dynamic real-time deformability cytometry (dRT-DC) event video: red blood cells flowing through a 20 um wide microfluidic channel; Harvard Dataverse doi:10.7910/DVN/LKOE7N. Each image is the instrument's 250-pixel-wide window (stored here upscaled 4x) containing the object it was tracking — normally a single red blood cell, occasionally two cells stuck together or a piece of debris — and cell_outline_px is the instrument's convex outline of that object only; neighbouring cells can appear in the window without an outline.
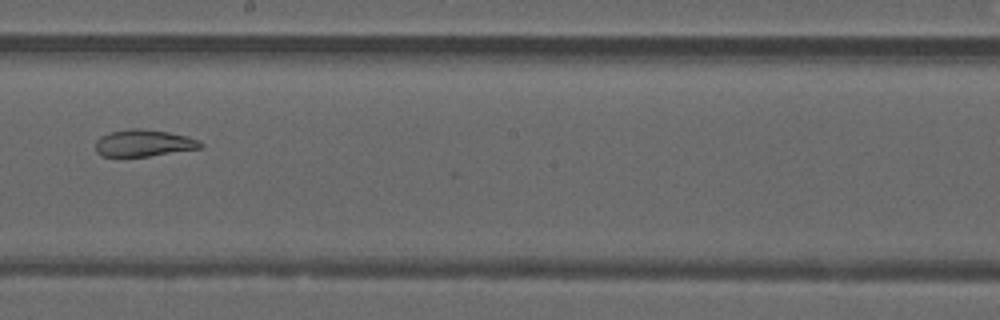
{"species": "common noctule bat (a hibernating species)", "species_latin": "Nyctalus noctula", "temperature_condition": "warm", "stored_images_in_passage": 49, "segment_of_instrument_passage": [2, 2], "camera_frame_rate_fps": 3000, "um_per_image_px": 0.085, "animal": {"sex": "male", "forearm_length_mm": 52.5}, "frame": {"image": 1, "passage_image": 28, "time_ms": 9.0, "image_size_px": [1000, 320], "cell_outline_px": [[204, 148], [148, 156], [100, 156], [96, 152], [96, 140], [100, 136], [112, 132], [128, 128], [140, 128], [168, 132], [184, 136], [196, 140], [204, 144]], "centroid_in_image_um": [12.2, 12.16], "position_along_channel_um": 236.0, "area_um2": 16.36}}
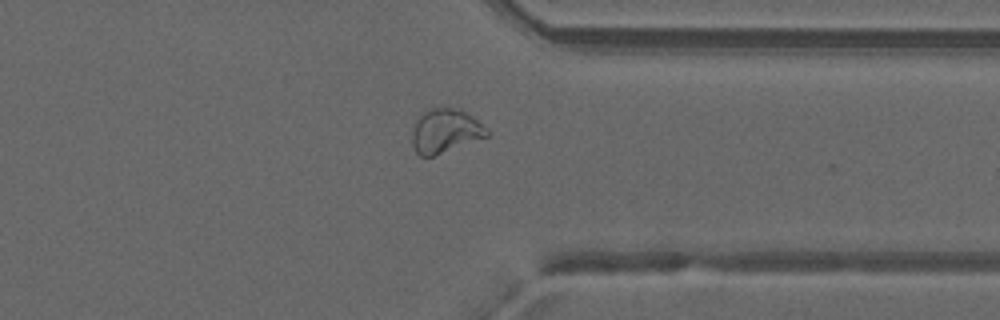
{"frame": {"image": 2, "passage_image": 38, "time_ms": 12.333, "image_size_px": [1000, 320], "cell_outline_px": [[492, 132], [488, 136], [432, 156], [420, 156], [416, 152], [412, 144], [412, 128], [416, 120], [424, 112], [432, 108], [456, 108], [472, 116]], "centroid_in_image_um": [37.85, 11.13], "position_along_channel_um": 373.6, "area_um2": 18.96}}